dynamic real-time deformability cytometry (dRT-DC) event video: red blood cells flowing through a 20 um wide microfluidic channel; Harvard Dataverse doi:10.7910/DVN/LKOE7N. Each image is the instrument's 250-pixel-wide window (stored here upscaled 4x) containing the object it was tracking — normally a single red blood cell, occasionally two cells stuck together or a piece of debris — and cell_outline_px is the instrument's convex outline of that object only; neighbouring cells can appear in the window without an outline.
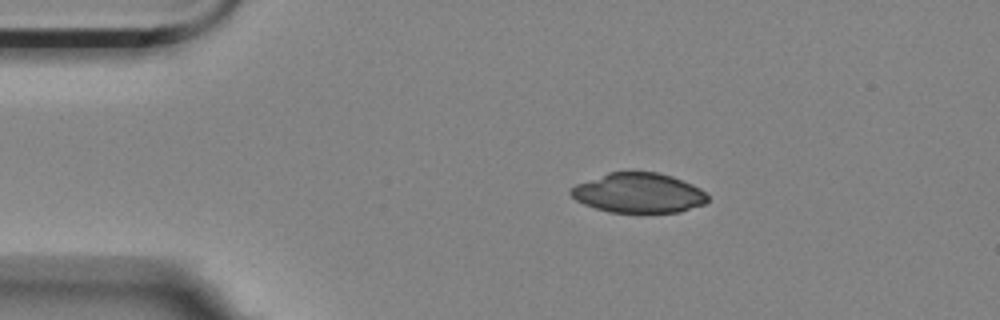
{"species": "Egyptian fruit bat (a non-hibernating species)", "species_latin": "Rousettus aegyptiacus", "temperature_condition": "room temperature", "stored_images_in_passage": 2, "camera_frame_rate_fps": 3000, "um_per_image_px": 0.085, "animal": {"sex": "female"}, "frame": {"image": 1, "passage_image": 1, "time_ms": 0.0, "image_size_px": [1000, 320], "cell_outline_px": [[708, 200], [704, 204], [680, 212], [608, 212], [584, 204], [576, 200], [568, 192], [568, 188], [576, 184], [608, 172], [656, 172], [672, 176], [692, 184], [700, 188], [708, 196]], "centroid_in_image_um": [54.25, 16.4], "position_along_channel_um": 30.7, "area_um2": 31.73}}